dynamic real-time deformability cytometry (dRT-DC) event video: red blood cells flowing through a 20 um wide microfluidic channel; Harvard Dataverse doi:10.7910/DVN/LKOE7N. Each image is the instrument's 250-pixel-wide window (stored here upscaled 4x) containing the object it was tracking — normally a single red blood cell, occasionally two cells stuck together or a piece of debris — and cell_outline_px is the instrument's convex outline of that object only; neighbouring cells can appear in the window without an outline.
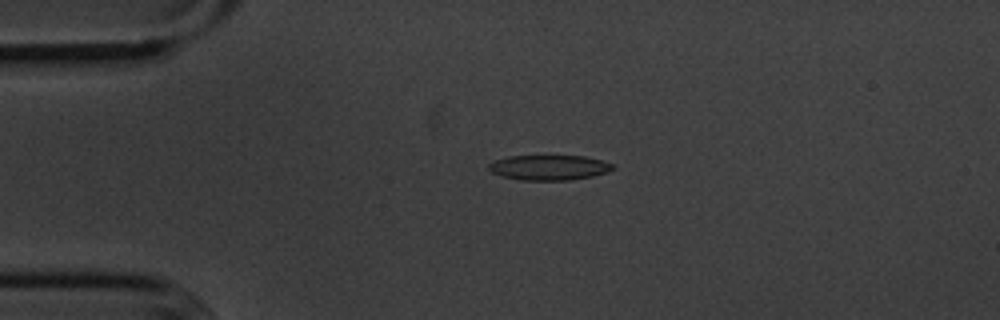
{"species": "common noctule bat (a hibernating species)", "species_latin": "Nyctalus noctula", "temperature_condition": "cold", "stored_images_in_passage": 56, "camera_frame_rate_fps": 3000, "um_per_image_px": 0.085, "animal": {"sex": "male", "body_mass_g": 20.1, "forearm_length_mm": 53.5}, "frame": {"image": 1, "passage_image": 13, "time_ms": 4.0, "image_size_px": [1000, 320], "cell_outline_px": [[616, 168], [608, 172], [592, 176], [568, 180], [524, 180], [504, 176], [492, 172], [488, 168], [488, 164], [496, 160], [508, 156], [584, 156], [600, 160], [612, 164]], "centroid_in_image_um": [46.69, 14.23], "position_along_channel_um": 38.3, "area_um2": 17.92}}
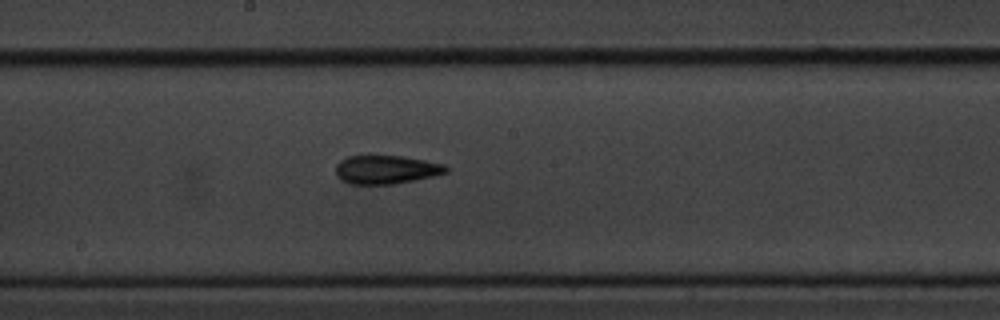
{"frame": {"image": 2, "passage_image": 30, "time_ms": 9.667, "image_size_px": [1000, 320], "cell_outline_px": [[448, 172], [432, 176], [392, 184], [348, 184], [340, 180], [336, 176], [336, 164], [340, 160], [348, 156], [368, 152], [404, 156], [444, 164], [448, 168]], "centroid_in_image_um": [32.73, 14.36], "position_along_channel_um": 215.5, "area_um2": 19.13}}
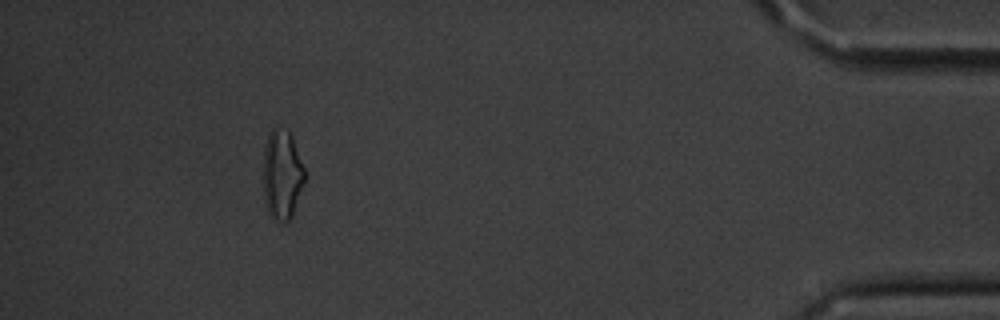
{"frame": {"image": 3, "passage_image": 51, "time_ms": 16.667, "image_size_px": [1000, 320], "cell_outline_px": [[308, 176], [292, 216], [288, 220], [276, 220], [268, 212], [264, 196], [264, 148], [268, 136], [272, 128], [276, 128], [288, 132], [292, 136], [308, 172]], "centroid_in_image_um": [24.04, 14.84], "position_along_channel_um": 411.2, "area_um2": 21.85}, "authors_computed_cell_mechanics": {"area_um2": 18.3804, "velocity_mm_per_s": 3.6248, "shape_relaxation_time_tau1_ms": 7.8056, "shape_relaxation_time_tau2_ms": 5.2747, "deformation_change_tau1": 0.1918, "deformation_change_tau2": 0.1417}}